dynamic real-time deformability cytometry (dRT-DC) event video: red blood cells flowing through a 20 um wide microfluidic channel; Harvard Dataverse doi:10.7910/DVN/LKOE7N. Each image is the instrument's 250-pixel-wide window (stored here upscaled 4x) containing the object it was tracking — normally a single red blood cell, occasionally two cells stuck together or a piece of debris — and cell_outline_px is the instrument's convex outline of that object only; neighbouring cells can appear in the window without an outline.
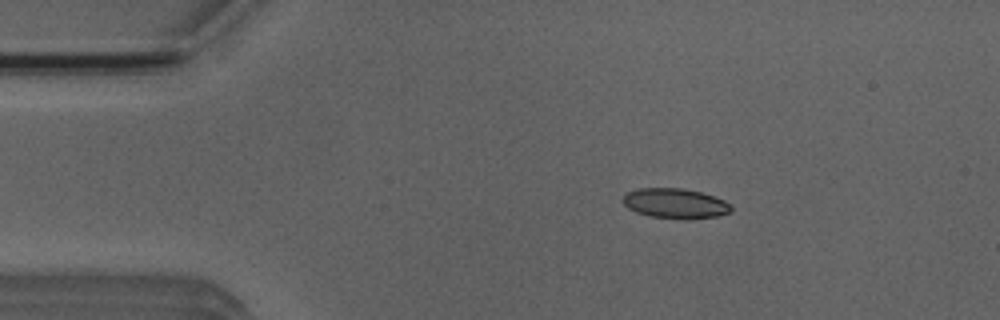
{"species": "Egyptian fruit bat (a non-hibernating species)", "species_latin": "Rousettus aegyptiacus", "temperature_condition": "room temperature", "stored_images_in_passage": 51, "camera_frame_rate_fps": 3000, "um_per_image_px": 0.085, "animal": {"sex": "male"}, "frame": {"image": 1, "passage_image": 8, "time_ms": 2.333, "image_size_px": [1000, 320], "cell_outline_px": [[732, 208], [728, 212], [716, 216], [652, 216], [636, 212], [628, 208], [620, 200], [628, 192], [640, 188], [684, 188], [700, 192], [724, 200]], "centroid_in_image_um": [57.31, 17.23], "position_along_channel_um": 27.7, "area_um2": 17.86}}
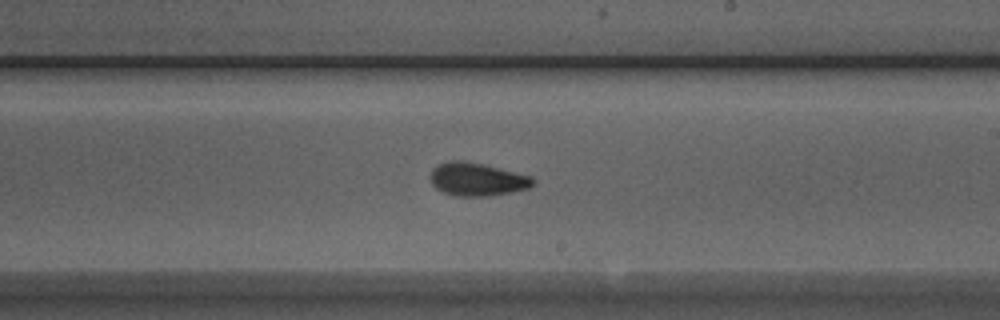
{"frame": {"image": 2, "passage_image": 29, "time_ms": 9.333, "image_size_px": [1000, 320], "cell_outline_px": [[536, 184], [528, 188], [488, 196], [456, 196], [444, 192], [436, 188], [432, 184], [428, 176], [432, 168], [440, 164], [452, 160], [464, 160], [532, 176], [536, 180]], "centroid_in_image_um": [40.53, 15.24], "position_along_channel_um": 248.5, "area_um2": 19.77}}
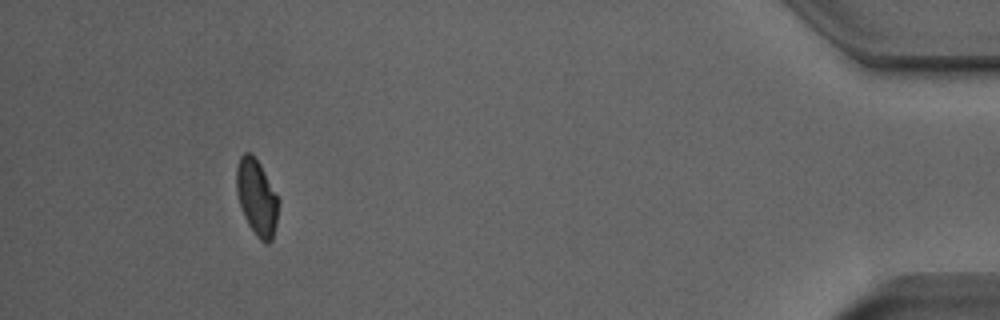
{"frame": {"image": 3, "passage_image": 47, "time_ms": 15.333, "image_size_px": [1000, 320], "cell_outline_px": [[280, 200], [276, 224], [272, 240], [268, 244], [264, 244], [256, 236], [248, 224], [244, 216], [236, 192], [236, 168], [240, 156], [244, 152], [252, 152], [260, 164]], "centroid_in_image_um": [21.83, 16.78], "position_along_channel_um": 413.4, "area_um2": 18.84}, "authors_computed_cell_mechanics": {"area_um2": 19.1896, "velocity_mm_per_s": 3.9186, "shape_relaxation_time_tau1_ms": 3.7443, "shape_relaxation_time_tau2_ms": 1.9362, "deformation_change_tau1": 0.1105, "deformation_change_tau2": 0.0664}}